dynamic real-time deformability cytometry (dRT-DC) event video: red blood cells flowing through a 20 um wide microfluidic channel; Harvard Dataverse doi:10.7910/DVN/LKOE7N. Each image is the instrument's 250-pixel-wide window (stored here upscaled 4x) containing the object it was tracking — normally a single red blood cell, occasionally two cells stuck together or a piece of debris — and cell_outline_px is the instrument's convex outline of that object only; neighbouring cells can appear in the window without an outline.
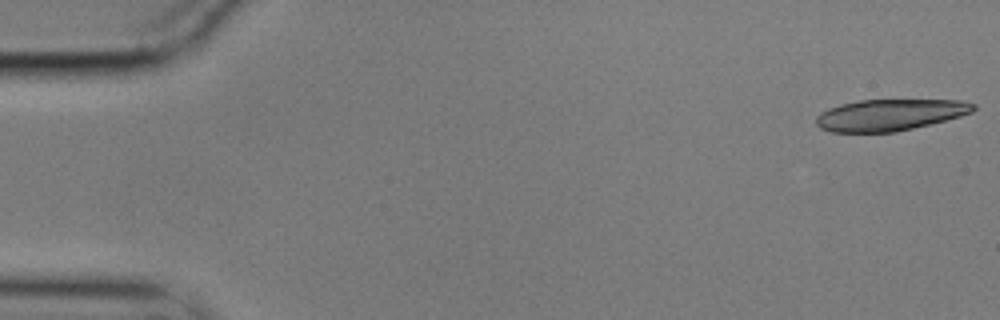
{"species": "common noctule bat (a hibernating species)", "species_latin": "Nyctalus noctula", "temperature_condition": "cold", "stored_images_in_passage": 18, "camera_frame_rate_fps": 3000, "um_per_image_px": 0.085, "animal": {"sex": "male", "body_mass_g": 17.9}, "frame": {"image": 1, "passage_image": 1, "time_ms": 0.0, "image_size_px": [1000, 320], "cell_outline_px": [[976, 108], [972, 112], [960, 116], [896, 132], [832, 132], [820, 128], [816, 124], [816, 116], [820, 112], [828, 108], [840, 104], [860, 100], [960, 100], [976, 104]], "centroid_in_image_um": [75.6, 9.76], "position_along_channel_um": 9.4, "area_um2": 28.73}}